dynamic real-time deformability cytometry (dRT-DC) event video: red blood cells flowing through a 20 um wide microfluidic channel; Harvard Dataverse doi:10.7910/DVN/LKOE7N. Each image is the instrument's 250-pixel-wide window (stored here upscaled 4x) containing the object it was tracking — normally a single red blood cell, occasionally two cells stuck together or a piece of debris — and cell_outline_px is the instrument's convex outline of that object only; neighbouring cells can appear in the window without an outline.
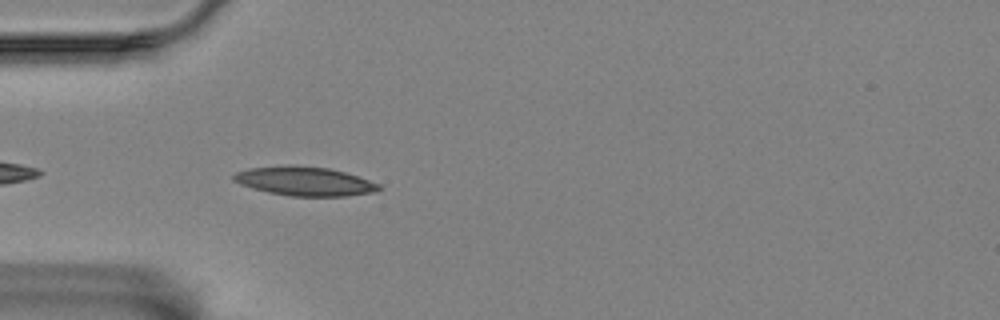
{"species": "Egyptian fruit bat (a non-hibernating species)", "species_latin": "Rousettus aegyptiacus", "temperature_condition": "room temperature", "stored_images_in_passage": 22, "camera_frame_rate_fps": 3000, "um_per_image_px": 0.085, "animal": {"sex": "female"}, "frame": {"image": 1, "passage_image": 3, "time_ms": 0.667, "image_size_px": [1000, 320], "cell_outline_px": [[380, 188], [376, 192], [348, 196], [292, 196], [268, 192], [252, 188], [240, 184], [232, 180], [232, 176], [236, 172], [248, 168], [288, 164], [296, 164], [328, 168], [344, 172], [380, 184]], "centroid_in_image_um": [25.86, 15.39], "position_along_channel_um": 59.1, "area_um2": 24.74}}
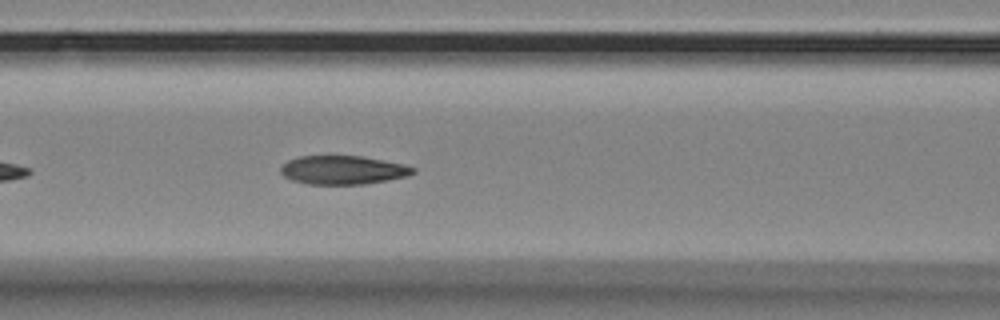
{"frame": {"image": 2, "passage_image": 10, "time_ms": 3.0, "image_size_px": [1000, 320], "cell_outline_px": [[416, 172], [408, 176], [388, 180], [364, 184], [308, 184], [292, 180], [284, 176], [280, 172], [280, 168], [288, 160], [300, 156], [360, 156], [384, 160], [404, 164], [416, 168]], "centroid_in_image_um": [29.17, 14.45], "position_along_channel_um": 137.4, "area_um2": 22.14}}
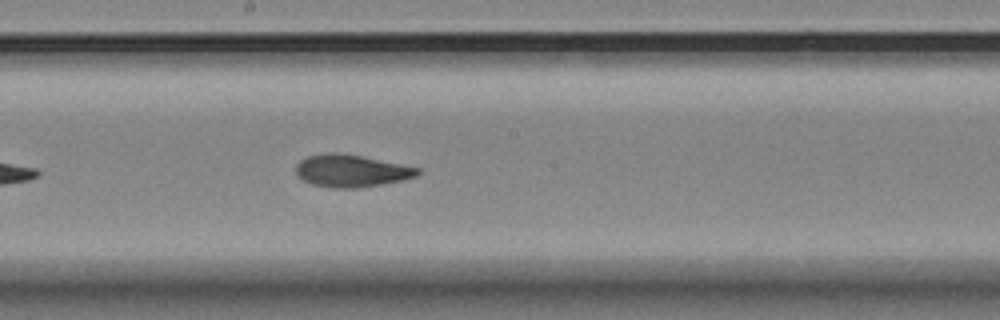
{"frame": {"image": 3, "passage_image": 17, "time_ms": 5.333, "image_size_px": [1000, 320], "cell_outline_px": [[420, 172], [416, 176], [404, 180], [360, 188], [332, 188], [312, 184], [304, 180], [296, 172], [296, 164], [300, 160], [308, 156], [328, 152], [336, 152], [364, 156], [420, 168]], "centroid_in_image_um": [29.87, 14.51], "position_along_channel_um": 218.3, "area_um2": 23.0}}